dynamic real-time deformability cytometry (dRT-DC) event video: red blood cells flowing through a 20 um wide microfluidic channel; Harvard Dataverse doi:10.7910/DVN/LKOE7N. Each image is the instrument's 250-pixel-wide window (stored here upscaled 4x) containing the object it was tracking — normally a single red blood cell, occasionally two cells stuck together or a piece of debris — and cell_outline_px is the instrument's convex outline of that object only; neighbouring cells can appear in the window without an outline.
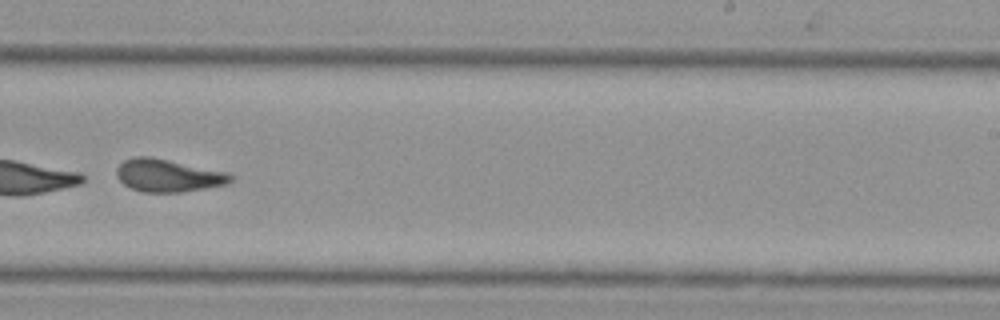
{"species": "Egyptian fruit bat (a non-hibernating species)", "species_latin": "Rousettus aegyptiacus", "temperature_condition": "cold", "stored_images_in_passage": 11, "camera_frame_rate_fps": 3000, "um_per_image_px": 0.085, "animal": {"sex": "female"}, "frame": {"image": 1, "passage_image": 7, "time_ms": 2.0, "image_size_px": [1000, 320], "cell_outline_px": [[232, 180], [228, 184], [180, 192], [140, 192], [124, 184], [116, 176], [116, 168], [124, 160], [132, 156], [152, 156], [228, 172], [232, 176]], "centroid_in_image_um": [14.27, 14.9], "position_along_channel_um": 274.7, "area_um2": 21.85}}